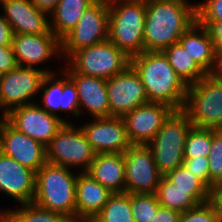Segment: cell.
Returning <instances> with one entry per match:
<instances>
[{"mask_svg": "<svg viewBox=\"0 0 222 222\" xmlns=\"http://www.w3.org/2000/svg\"><path fill=\"white\" fill-rule=\"evenodd\" d=\"M130 65L142 80L148 102L163 103L174 110L184 108L187 85L162 51H144L130 58Z\"/></svg>", "mask_w": 222, "mask_h": 222, "instance_id": "6da1fadb", "label": "cell"}, {"mask_svg": "<svg viewBox=\"0 0 222 222\" xmlns=\"http://www.w3.org/2000/svg\"><path fill=\"white\" fill-rule=\"evenodd\" d=\"M187 0H159L146 5L144 51H163L177 43L196 21V4Z\"/></svg>", "mask_w": 222, "mask_h": 222, "instance_id": "7a4b0ae2", "label": "cell"}, {"mask_svg": "<svg viewBox=\"0 0 222 222\" xmlns=\"http://www.w3.org/2000/svg\"><path fill=\"white\" fill-rule=\"evenodd\" d=\"M77 176L78 174L71 173L69 167L46 162L36 172L35 196L32 202L76 222Z\"/></svg>", "mask_w": 222, "mask_h": 222, "instance_id": "3957f363", "label": "cell"}, {"mask_svg": "<svg viewBox=\"0 0 222 222\" xmlns=\"http://www.w3.org/2000/svg\"><path fill=\"white\" fill-rule=\"evenodd\" d=\"M109 40L128 57L144 52L146 5L108 0Z\"/></svg>", "mask_w": 222, "mask_h": 222, "instance_id": "277c9868", "label": "cell"}, {"mask_svg": "<svg viewBox=\"0 0 222 222\" xmlns=\"http://www.w3.org/2000/svg\"><path fill=\"white\" fill-rule=\"evenodd\" d=\"M192 126L188 114L183 109L174 110L147 144L163 176L183 164L184 146Z\"/></svg>", "mask_w": 222, "mask_h": 222, "instance_id": "5b68a950", "label": "cell"}, {"mask_svg": "<svg viewBox=\"0 0 222 222\" xmlns=\"http://www.w3.org/2000/svg\"><path fill=\"white\" fill-rule=\"evenodd\" d=\"M65 73L110 79L122 73L130 65V57L109 39L75 51L69 57Z\"/></svg>", "mask_w": 222, "mask_h": 222, "instance_id": "8992f818", "label": "cell"}, {"mask_svg": "<svg viewBox=\"0 0 222 222\" xmlns=\"http://www.w3.org/2000/svg\"><path fill=\"white\" fill-rule=\"evenodd\" d=\"M183 110L194 127L222 130V82L207 74L188 85Z\"/></svg>", "mask_w": 222, "mask_h": 222, "instance_id": "52a82bcc", "label": "cell"}, {"mask_svg": "<svg viewBox=\"0 0 222 222\" xmlns=\"http://www.w3.org/2000/svg\"><path fill=\"white\" fill-rule=\"evenodd\" d=\"M67 122L46 146V160L65 167L81 166L86 172L95 159L96 152L84 131Z\"/></svg>", "mask_w": 222, "mask_h": 222, "instance_id": "ba28073f", "label": "cell"}, {"mask_svg": "<svg viewBox=\"0 0 222 222\" xmlns=\"http://www.w3.org/2000/svg\"><path fill=\"white\" fill-rule=\"evenodd\" d=\"M109 39L108 0H95L81 15L71 31L61 40V54L70 57L75 51Z\"/></svg>", "mask_w": 222, "mask_h": 222, "instance_id": "9c48e42d", "label": "cell"}, {"mask_svg": "<svg viewBox=\"0 0 222 222\" xmlns=\"http://www.w3.org/2000/svg\"><path fill=\"white\" fill-rule=\"evenodd\" d=\"M47 73L53 72L18 65L13 70L0 75V108H3V118L15 107L34 103L29 100L40 93L43 79Z\"/></svg>", "mask_w": 222, "mask_h": 222, "instance_id": "30bf717a", "label": "cell"}, {"mask_svg": "<svg viewBox=\"0 0 222 222\" xmlns=\"http://www.w3.org/2000/svg\"><path fill=\"white\" fill-rule=\"evenodd\" d=\"M4 118L18 131L45 147L67 123L58 114L48 113L36 102L15 107Z\"/></svg>", "mask_w": 222, "mask_h": 222, "instance_id": "8fae6325", "label": "cell"}, {"mask_svg": "<svg viewBox=\"0 0 222 222\" xmlns=\"http://www.w3.org/2000/svg\"><path fill=\"white\" fill-rule=\"evenodd\" d=\"M125 192L155 194L163 176L147 145H131L124 152Z\"/></svg>", "mask_w": 222, "mask_h": 222, "instance_id": "7c38bea8", "label": "cell"}, {"mask_svg": "<svg viewBox=\"0 0 222 222\" xmlns=\"http://www.w3.org/2000/svg\"><path fill=\"white\" fill-rule=\"evenodd\" d=\"M110 116L123 117L136 107L148 103L139 74L129 65L122 73L106 80Z\"/></svg>", "mask_w": 222, "mask_h": 222, "instance_id": "4fadbf2b", "label": "cell"}, {"mask_svg": "<svg viewBox=\"0 0 222 222\" xmlns=\"http://www.w3.org/2000/svg\"><path fill=\"white\" fill-rule=\"evenodd\" d=\"M0 152L37 172L46 162V147L0 119Z\"/></svg>", "mask_w": 222, "mask_h": 222, "instance_id": "5bb4252c", "label": "cell"}, {"mask_svg": "<svg viewBox=\"0 0 222 222\" xmlns=\"http://www.w3.org/2000/svg\"><path fill=\"white\" fill-rule=\"evenodd\" d=\"M94 120L80 127L96 154L124 153L132 145L123 117H100Z\"/></svg>", "mask_w": 222, "mask_h": 222, "instance_id": "9a60e30c", "label": "cell"}, {"mask_svg": "<svg viewBox=\"0 0 222 222\" xmlns=\"http://www.w3.org/2000/svg\"><path fill=\"white\" fill-rule=\"evenodd\" d=\"M174 109L163 103L148 102L123 116L132 145H147Z\"/></svg>", "mask_w": 222, "mask_h": 222, "instance_id": "2e32d148", "label": "cell"}, {"mask_svg": "<svg viewBox=\"0 0 222 222\" xmlns=\"http://www.w3.org/2000/svg\"><path fill=\"white\" fill-rule=\"evenodd\" d=\"M4 17L13 34H53L45 11L38 9L31 0H0Z\"/></svg>", "mask_w": 222, "mask_h": 222, "instance_id": "e0dca14e", "label": "cell"}, {"mask_svg": "<svg viewBox=\"0 0 222 222\" xmlns=\"http://www.w3.org/2000/svg\"><path fill=\"white\" fill-rule=\"evenodd\" d=\"M36 172L0 152V191L20 204L31 203L35 196Z\"/></svg>", "mask_w": 222, "mask_h": 222, "instance_id": "ac0fdd59", "label": "cell"}, {"mask_svg": "<svg viewBox=\"0 0 222 222\" xmlns=\"http://www.w3.org/2000/svg\"><path fill=\"white\" fill-rule=\"evenodd\" d=\"M64 77L55 78V73H47L44 77L40 91H43L41 106L48 113L71 112L73 117H79L83 109L79 107L77 87L74 81L64 72Z\"/></svg>", "mask_w": 222, "mask_h": 222, "instance_id": "d6986e66", "label": "cell"}, {"mask_svg": "<svg viewBox=\"0 0 222 222\" xmlns=\"http://www.w3.org/2000/svg\"><path fill=\"white\" fill-rule=\"evenodd\" d=\"M11 45L19 66L34 67L61 53V42L54 34H13Z\"/></svg>", "mask_w": 222, "mask_h": 222, "instance_id": "ffe728a7", "label": "cell"}, {"mask_svg": "<svg viewBox=\"0 0 222 222\" xmlns=\"http://www.w3.org/2000/svg\"><path fill=\"white\" fill-rule=\"evenodd\" d=\"M76 181V222H91L113 194L86 172H78Z\"/></svg>", "mask_w": 222, "mask_h": 222, "instance_id": "44dd1931", "label": "cell"}, {"mask_svg": "<svg viewBox=\"0 0 222 222\" xmlns=\"http://www.w3.org/2000/svg\"><path fill=\"white\" fill-rule=\"evenodd\" d=\"M67 74L77 87L79 107L84 106L93 118L110 117L106 79L80 73Z\"/></svg>", "mask_w": 222, "mask_h": 222, "instance_id": "7402d4cb", "label": "cell"}, {"mask_svg": "<svg viewBox=\"0 0 222 222\" xmlns=\"http://www.w3.org/2000/svg\"><path fill=\"white\" fill-rule=\"evenodd\" d=\"M86 173L112 193L125 192L124 153L96 154Z\"/></svg>", "mask_w": 222, "mask_h": 222, "instance_id": "603a6c76", "label": "cell"}, {"mask_svg": "<svg viewBox=\"0 0 222 222\" xmlns=\"http://www.w3.org/2000/svg\"><path fill=\"white\" fill-rule=\"evenodd\" d=\"M178 43L206 74L211 73L216 50L205 26L195 21L179 38Z\"/></svg>", "mask_w": 222, "mask_h": 222, "instance_id": "cb8c5ba5", "label": "cell"}, {"mask_svg": "<svg viewBox=\"0 0 222 222\" xmlns=\"http://www.w3.org/2000/svg\"><path fill=\"white\" fill-rule=\"evenodd\" d=\"M95 0H59L49 16L50 31L61 40L78 24L83 12Z\"/></svg>", "mask_w": 222, "mask_h": 222, "instance_id": "d4e9b609", "label": "cell"}, {"mask_svg": "<svg viewBox=\"0 0 222 222\" xmlns=\"http://www.w3.org/2000/svg\"><path fill=\"white\" fill-rule=\"evenodd\" d=\"M162 52L176 74L187 86L198 82L207 75L178 42L170 45Z\"/></svg>", "mask_w": 222, "mask_h": 222, "instance_id": "484cf974", "label": "cell"}, {"mask_svg": "<svg viewBox=\"0 0 222 222\" xmlns=\"http://www.w3.org/2000/svg\"><path fill=\"white\" fill-rule=\"evenodd\" d=\"M159 204L163 207L183 213L199 203L189 194V190L178 188L165 176H162L155 192Z\"/></svg>", "mask_w": 222, "mask_h": 222, "instance_id": "4316f807", "label": "cell"}, {"mask_svg": "<svg viewBox=\"0 0 222 222\" xmlns=\"http://www.w3.org/2000/svg\"><path fill=\"white\" fill-rule=\"evenodd\" d=\"M18 210L0 212L1 222H72L65 215L39 207L35 203L21 204Z\"/></svg>", "mask_w": 222, "mask_h": 222, "instance_id": "83f0119b", "label": "cell"}, {"mask_svg": "<svg viewBox=\"0 0 222 222\" xmlns=\"http://www.w3.org/2000/svg\"><path fill=\"white\" fill-rule=\"evenodd\" d=\"M91 222H135L131 211V193H113Z\"/></svg>", "mask_w": 222, "mask_h": 222, "instance_id": "f1b7e54d", "label": "cell"}, {"mask_svg": "<svg viewBox=\"0 0 222 222\" xmlns=\"http://www.w3.org/2000/svg\"><path fill=\"white\" fill-rule=\"evenodd\" d=\"M165 177L178 188L189 190V194L200 204L209 200V188L192 172L180 165L168 172Z\"/></svg>", "mask_w": 222, "mask_h": 222, "instance_id": "f546056e", "label": "cell"}, {"mask_svg": "<svg viewBox=\"0 0 222 222\" xmlns=\"http://www.w3.org/2000/svg\"><path fill=\"white\" fill-rule=\"evenodd\" d=\"M212 142V129L192 126L184 146V158L208 157Z\"/></svg>", "mask_w": 222, "mask_h": 222, "instance_id": "4dcf8cb0", "label": "cell"}, {"mask_svg": "<svg viewBox=\"0 0 222 222\" xmlns=\"http://www.w3.org/2000/svg\"><path fill=\"white\" fill-rule=\"evenodd\" d=\"M160 206L155 194L131 193V211L135 222H150Z\"/></svg>", "mask_w": 222, "mask_h": 222, "instance_id": "1f68e13d", "label": "cell"}, {"mask_svg": "<svg viewBox=\"0 0 222 222\" xmlns=\"http://www.w3.org/2000/svg\"><path fill=\"white\" fill-rule=\"evenodd\" d=\"M210 188L222 183V130L212 129V142L208 155Z\"/></svg>", "mask_w": 222, "mask_h": 222, "instance_id": "d6a6232c", "label": "cell"}, {"mask_svg": "<svg viewBox=\"0 0 222 222\" xmlns=\"http://www.w3.org/2000/svg\"><path fill=\"white\" fill-rule=\"evenodd\" d=\"M179 222H221L211 204L207 201L181 213Z\"/></svg>", "mask_w": 222, "mask_h": 222, "instance_id": "836d02e7", "label": "cell"}, {"mask_svg": "<svg viewBox=\"0 0 222 222\" xmlns=\"http://www.w3.org/2000/svg\"><path fill=\"white\" fill-rule=\"evenodd\" d=\"M197 22H222V0H206L196 4Z\"/></svg>", "mask_w": 222, "mask_h": 222, "instance_id": "e575fe53", "label": "cell"}, {"mask_svg": "<svg viewBox=\"0 0 222 222\" xmlns=\"http://www.w3.org/2000/svg\"><path fill=\"white\" fill-rule=\"evenodd\" d=\"M183 165L197 176L210 189L209 159L208 157L184 158Z\"/></svg>", "mask_w": 222, "mask_h": 222, "instance_id": "d590c367", "label": "cell"}, {"mask_svg": "<svg viewBox=\"0 0 222 222\" xmlns=\"http://www.w3.org/2000/svg\"><path fill=\"white\" fill-rule=\"evenodd\" d=\"M18 66L12 45L0 46V75Z\"/></svg>", "mask_w": 222, "mask_h": 222, "instance_id": "8d00e7d4", "label": "cell"}, {"mask_svg": "<svg viewBox=\"0 0 222 222\" xmlns=\"http://www.w3.org/2000/svg\"><path fill=\"white\" fill-rule=\"evenodd\" d=\"M208 202L211 204L222 222V183H217L209 189Z\"/></svg>", "mask_w": 222, "mask_h": 222, "instance_id": "74e56055", "label": "cell"}, {"mask_svg": "<svg viewBox=\"0 0 222 222\" xmlns=\"http://www.w3.org/2000/svg\"><path fill=\"white\" fill-rule=\"evenodd\" d=\"M205 26L213 41L215 50L222 49V22H198Z\"/></svg>", "mask_w": 222, "mask_h": 222, "instance_id": "f35d334b", "label": "cell"}, {"mask_svg": "<svg viewBox=\"0 0 222 222\" xmlns=\"http://www.w3.org/2000/svg\"><path fill=\"white\" fill-rule=\"evenodd\" d=\"M180 216V212L160 206L150 222H179Z\"/></svg>", "mask_w": 222, "mask_h": 222, "instance_id": "ab89813d", "label": "cell"}, {"mask_svg": "<svg viewBox=\"0 0 222 222\" xmlns=\"http://www.w3.org/2000/svg\"><path fill=\"white\" fill-rule=\"evenodd\" d=\"M13 32L11 25L5 19L4 15H0V46H8L12 44Z\"/></svg>", "mask_w": 222, "mask_h": 222, "instance_id": "60d3db41", "label": "cell"}, {"mask_svg": "<svg viewBox=\"0 0 222 222\" xmlns=\"http://www.w3.org/2000/svg\"><path fill=\"white\" fill-rule=\"evenodd\" d=\"M210 75L222 82V49L216 50L215 64Z\"/></svg>", "mask_w": 222, "mask_h": 222, "instance_id": "b9f144b4", "label": "cell"}, {"mask_svg": "<svg viewBox=\"0 0 222 222\" xmlns=\"http://www.w3.org/2000/svg\"><path fill=\"white\" fill-rule=\"evenodd\" d=\"M33 4L40 10L50 14L59 0H31Z\"/></svg>", "mask_w": 222, "mask_h": 222, "instance_id": "7bdbcfd3", "label": "cell"}, {"mask_svg": "<svg viewBox=\"0 0 222 222\" xmlns=\"http://www.w3.org/2000/svg\"><path fill=\"white\" fill-rule=\"evenodd\" d=\"M122 1L148 5V4H151L152 2L159 1V0H122Z\"/></svg>", "mask_w": 222, "mask_h": 222, "instance_id": "ee69618b", "label": "cell"}]
</instances>
